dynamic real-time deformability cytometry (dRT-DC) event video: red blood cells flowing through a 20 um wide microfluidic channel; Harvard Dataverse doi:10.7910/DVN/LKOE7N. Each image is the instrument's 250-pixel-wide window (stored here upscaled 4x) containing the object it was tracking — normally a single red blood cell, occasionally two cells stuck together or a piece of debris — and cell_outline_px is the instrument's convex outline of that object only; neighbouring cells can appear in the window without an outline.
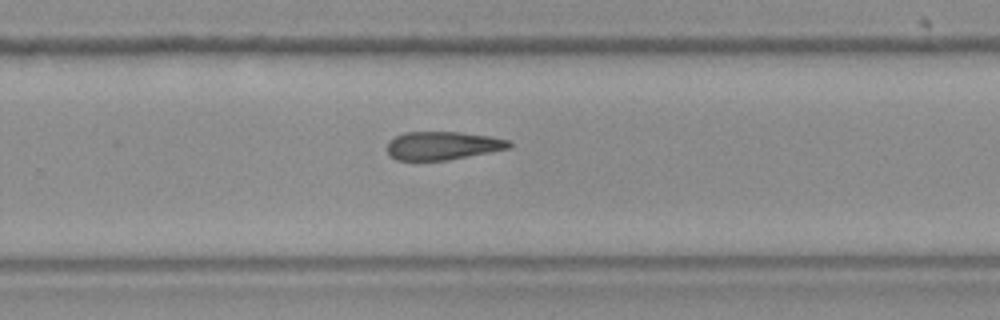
{"species": "Egyptian fruit bat (a non-hibernating species)", "species_latin": "Rousettus aegyptiacus", "temperature_condition": "room temperature", "stored_images_in_passage": 38, "camera_frame_rate_fps": 3000, "um_per_image_px": 0.085, "frame": {"image": 1, "passage_image": 22, "time_ms": 7.0, "image_size_px": [1000, 320], "cell_outline_px": [[512, 148], [448, 160], [396, 160], [388, 152], [388, 140], [404, 132], [460, 132], [492, 136], [508, 140], [512, 144]], "centroid_in_image_um": [37.66, 12.37], "position_along_channel_um": 292.1, "area_um2": 20.17}}
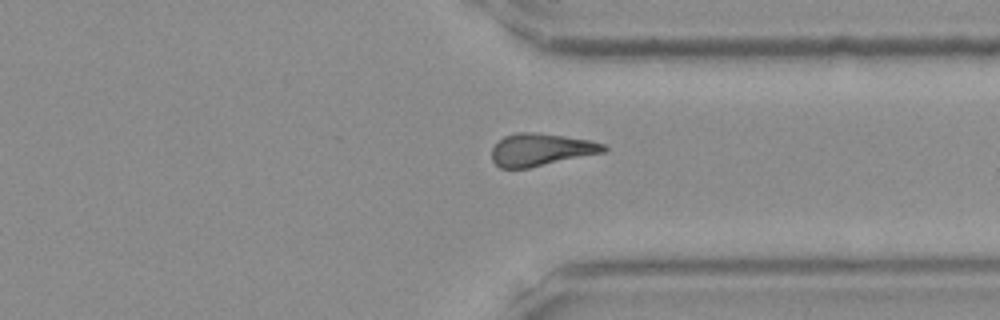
{"frame": {"image": 2, "passage_image": 27, "time_ms": 8.667, "image_size_px": [1000, 320], "cell_outline_px": [[608, 148], [604, 152], [528, 168], [500, 168], [492, 160], [492, 148], [504, 136], [520, 132], [536, 132], [592, 140], [604, 144]], "centroid_in_image_um": [45.99, 12.71], "position_along_channel_um": 365.4, "area_um2": 21.04}}
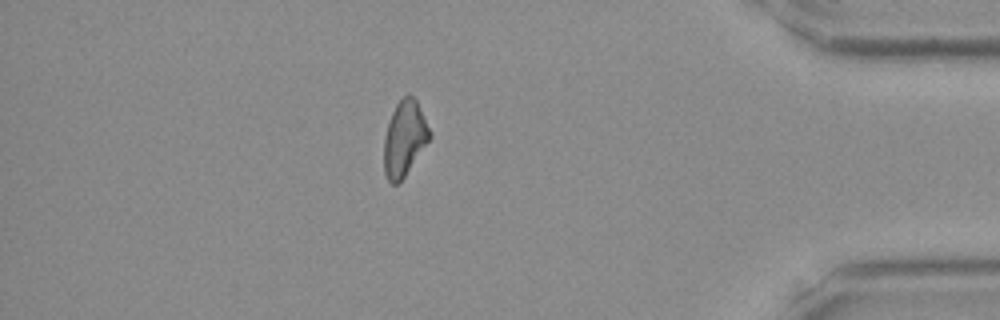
{"frame": {"image": 3, "passage_image": 32, "time_ms": 10.333, "image_size_px": [1000, 320], "cell_outline_px": [[432, 136], [400, 184], [392, 184], [388, 180], [384, 172], [384, 136], [392, 112], [396, 104], [408, 92], [416, 100], [432, 132]], "centroid_in_image_um": [34.39, 11.79], "position_along_channel_um": 400.8, "area_um2": 20.23}}